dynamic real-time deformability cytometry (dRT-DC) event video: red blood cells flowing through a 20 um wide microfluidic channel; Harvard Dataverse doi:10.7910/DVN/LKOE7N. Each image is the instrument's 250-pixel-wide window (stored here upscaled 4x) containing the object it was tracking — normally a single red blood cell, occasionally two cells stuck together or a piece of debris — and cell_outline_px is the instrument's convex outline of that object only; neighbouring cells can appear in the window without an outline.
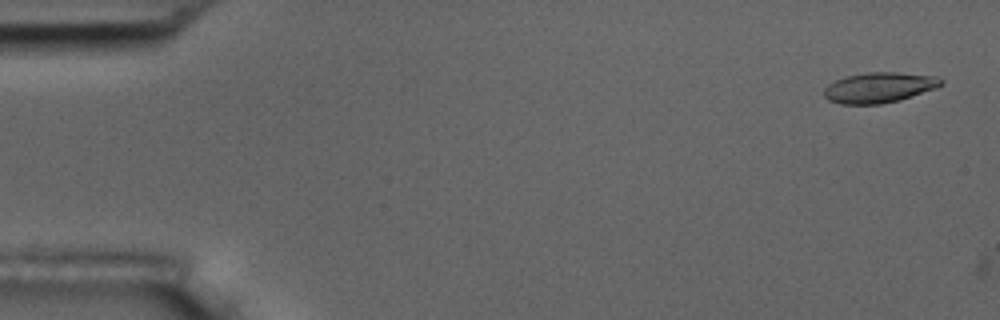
{"species": "common noctule bat (a hibernating species)", "species_latin": "Nyctalus noctula", "temperature_condition": "room temperature", "stored_images_in_passage": 3, "camera_frame_rate_fps": 3000, "um_per_image_px": 0.085, "animal": {"sex": "male", "body_mass_g": 17.5, "forearm_length_mm": 52.3}, "frame": {"image": 1, "passage_image": 2, "time_ms": 0.333, "image_size_px": [1000, 320], "cell_outline_px": [[944, 84], [936, 88], [900, 100], [880, 104], [840, 104], [828, 100], [824, 96], [824, 88], [828, 84], [836, 80], [848, 76], [868, 72], [896, 72], [936, 76], [944, 80]], "centroid_in_image_um": [74.74, 7.44], "position_along_channel_um": 10.3, "area_um2": 20.75}}